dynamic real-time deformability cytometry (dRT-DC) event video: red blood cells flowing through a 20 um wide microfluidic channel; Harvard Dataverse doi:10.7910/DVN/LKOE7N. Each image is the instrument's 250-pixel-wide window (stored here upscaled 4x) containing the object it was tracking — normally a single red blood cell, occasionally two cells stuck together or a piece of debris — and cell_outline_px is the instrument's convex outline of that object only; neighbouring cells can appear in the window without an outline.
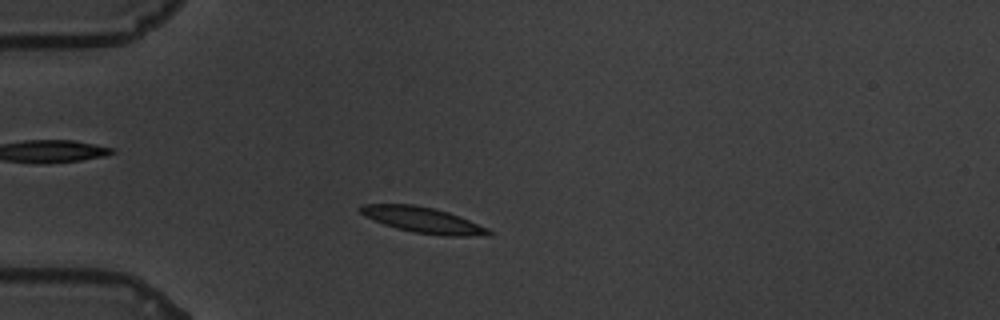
{"species": "common noctule bat (a hibernating species)", "species_latin": "Nyctalus noctula", "temperature_condition": "warm", "stored_images_in_passage": 54, "camera_frame_rate_fps": 3000, "um_per_image_px": 0.085, "animal": {"sex": "male", "body_mass_g": 19.5, "forearm_length_mm": 54.6}, "frame": {"image": 1, "passage_image": 11, "time_ms": 3.333, "image_size_px": [1000, 320], "cell_outline_px": [[492, 232], [488, 236], [444, 236], [412, 232], [396, 228], [384, 224], [364, 216], [360, 212], [360, 208], [364, 204], [412, 204], [432, 208], [448, 212], [488, 228]], "centroid_in_image_um": [35.96, 18.71], "position_along_channel_um": 49.0, "area_um2": 19.07}}
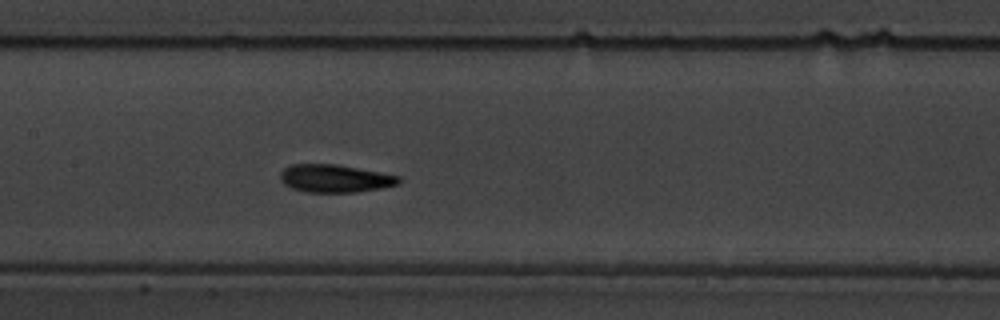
{"frame": {"image": 2, "passage_image": 24, "time_ms": 7.667, "image_size_px": [1000, 320], "cell_outline_px": [[400, 184], [380, 188], [356, 192], [304, 192], [292, 188], [284, 184], [280, 180], [280, 172], [284, 168], [292, 164], [336, 164], [380, 172], [400, 176]], "centroid_in_image_um": [28.45, 15.17], "position_along_channel_um": 179.0, "area_um2": 19.25}}
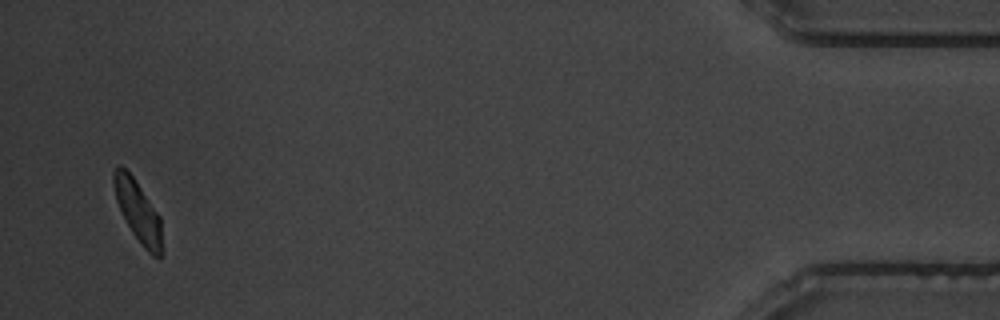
{"frame": {"image": 3, "passage_image": 52, "time_ms": 17.0, "image_size_px": [1000, 320], "cell_outline_px": [[160, 260], [152, 256], [144, 248], [132, 232], [116, 200], [112, 184], [112, 172], [116, 164], [120, 164], [132, 176], [160, 216]], "centroid_in_image_um": [11.68, 17.9], "position_along_channel_um": 423.5, "area_um2": 16.82}, "authors_computed_cell_mechanics": {"area_um2": 18.6694, "velocity_mm_per_s": 3.4267, "shape_relaxation_time_tau1_ms": 3.052, "shape_relaxation_time_tau2_ms": 1.9659, "deformation_change_tau1": 0.1858, "deformation_change_tau2": 0.0777}}